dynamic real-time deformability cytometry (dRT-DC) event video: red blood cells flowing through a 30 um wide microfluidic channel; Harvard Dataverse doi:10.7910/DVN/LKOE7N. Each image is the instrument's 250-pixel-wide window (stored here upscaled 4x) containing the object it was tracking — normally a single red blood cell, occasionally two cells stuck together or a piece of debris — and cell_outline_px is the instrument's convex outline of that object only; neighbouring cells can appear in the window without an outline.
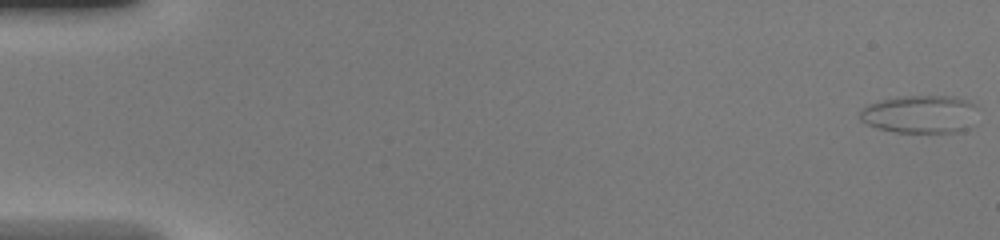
{"species": "common noctule bat (a hibernating species)", "species_latin": "Nyctalus noctula", "temperature_condition": "warm", "stored_images_in_passage": 48, "camera_frame_rate_fps": 3000, "um_per_image_px": 0.085, "animal": {"sex": "female", "body_mass_g": 20.0, "forearm_length_mm": 54.0}, "frame": {"image": 1, "passage_image": 1, "time_ms": 0.0, "image_size_px": [1000, 240], "cell_outline_px": [[972, 104], [964, 128], [956, 132], [896, 132], [876, 128], [860, 120], [860, 112], [868, 104], [880, 100], [896, 96], [956, 96], [968, 100]], "centroid_in_image_um": [78.03, 9.68], "position_along_channel_um": 7.0, "area_um2": 25.09}}
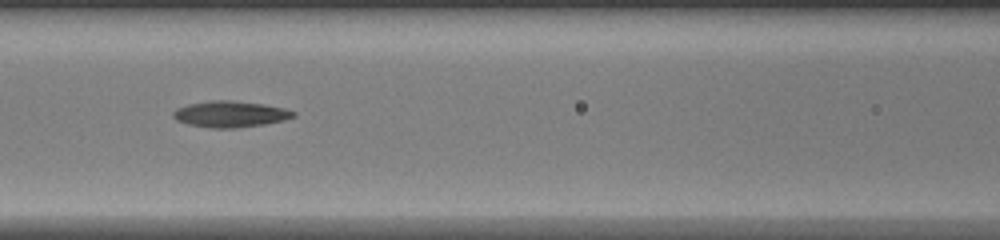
{"frame": {"image": 2, "passage_image": 22, "time_ms": 7.0, "image_size_px": [1000, 240], "cell_outline_px": [[296, 116], [284, 120], [264, 124], [236, 128], [212, 128], [188, 124], [176, 120], [172, 116], [172, 112], [176, 108], [188, 104], [212, 100], [232, 100], [264, 104], [284, 108], [296, 112]], "centroid_in_image_um": [19.57, 9.69], "position_along_channel_um": 147.0, "area_um2": 18.44}}
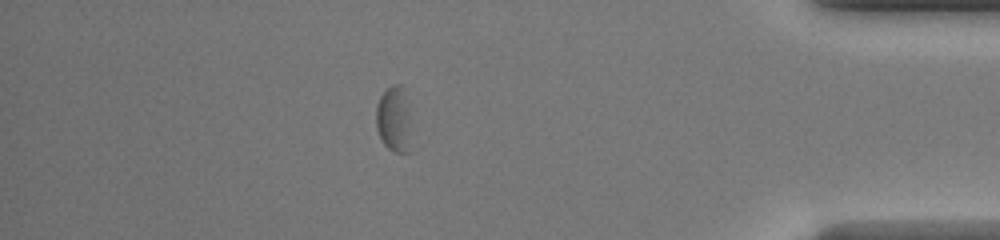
{"frame": {"image": 3, "passage_image": 42, "time_ms": 13.667, "image_size_px": [1000, 240], "cell_outline_px": [[412, 152], [392, 152], [384, 144], [376, 128], [376, 104], [380, 96], [392, 84], [404, 84], [408, 108]], "centroid_in_image_um": [33.5, 10.14], "position_along_channel_um": 401.7, "area_um2": 13.87}}